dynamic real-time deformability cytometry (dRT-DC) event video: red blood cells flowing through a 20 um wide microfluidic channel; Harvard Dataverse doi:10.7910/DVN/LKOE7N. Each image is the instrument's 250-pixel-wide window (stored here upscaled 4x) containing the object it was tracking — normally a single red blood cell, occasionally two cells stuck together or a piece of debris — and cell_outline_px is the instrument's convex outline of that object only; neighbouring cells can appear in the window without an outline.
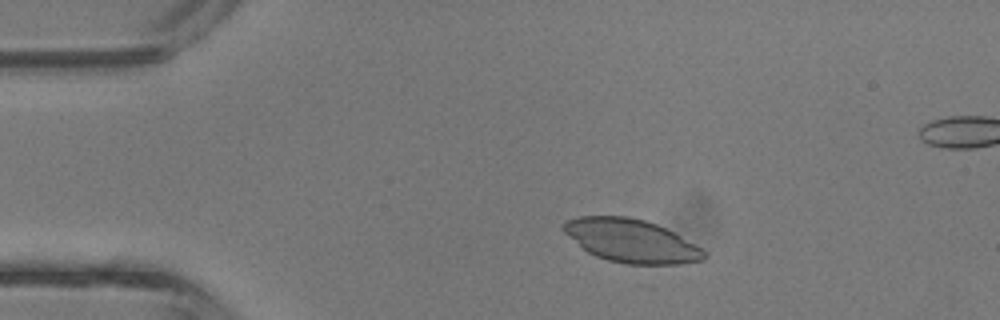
{"species": "common noctule bat (a hibernating species)", "species_latin": "Nyctalus noctula", "temperature_condition": "room temperature", "stored_images_in_passage": 3, "camera_frame_rate_fps": 3000, "um_per_image_px": 0.085, "animal": {"sex": "male", "body_mass_g": 13.3}, "frame": {"image": 1, "passage_image": 1, "time_ms": 0.0, "image_size_px": [1000, 320], "cell_outline_px": [[708, 256], [704, 260], [680, 264], [628, 264], [608, 260], [596, 256], [588, 252], [564, 232], [560, 228], [568, 220], [580, 216], [628, 216], [644, 220], [656, 224], [680, 236], [708, 252]], "centroid_in_image_um": [53.68, 20.47], "position_along_channel_um": 31.3, "area_um2": 35.14}}